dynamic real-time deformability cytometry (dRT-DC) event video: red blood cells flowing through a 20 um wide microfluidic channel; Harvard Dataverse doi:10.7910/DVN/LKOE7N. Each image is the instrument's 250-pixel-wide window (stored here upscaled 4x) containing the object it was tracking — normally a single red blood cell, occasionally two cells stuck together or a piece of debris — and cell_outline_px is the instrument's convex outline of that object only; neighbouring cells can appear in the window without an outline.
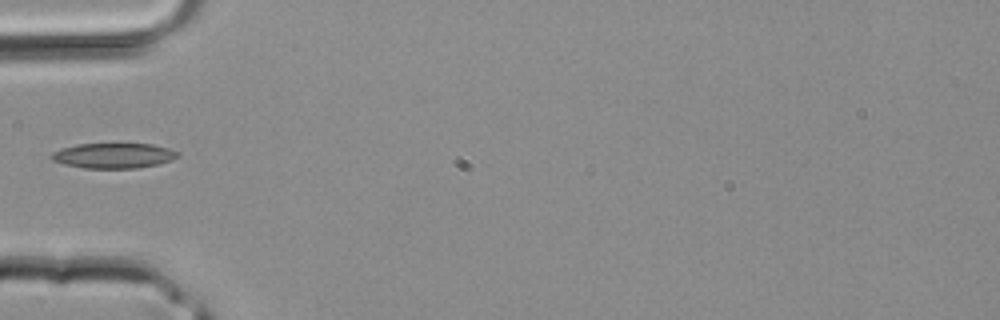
{"species": "common noctule bat (a hibernating species)", "species_latin": "Nyctalus noctula", "temperature_condition": "room temperature", "stored_images_in_passage": 15, "camera_frame_rate_fps": 3000, "um_per_image_px": 0.085, "animal": {"sex": "male", "body_mass_g": 20.4}, "frame": {"image": 1, "passage_image": 1, "time_ms": 0.0, "image_size_px": [1000, 320], "cell_outline_px": [[180, 156], [172, 160], [160, 164], [136, 168], [84, 168], [64, 164], [52, 160], [48, 156], [52, 152], [76, 144], [152, 144], [168, 148], [180, 152]], "centroid_in_image_um": [9.68, 13.23], "position_along_channel_um": 75.3, "area_um2": 18.61}}
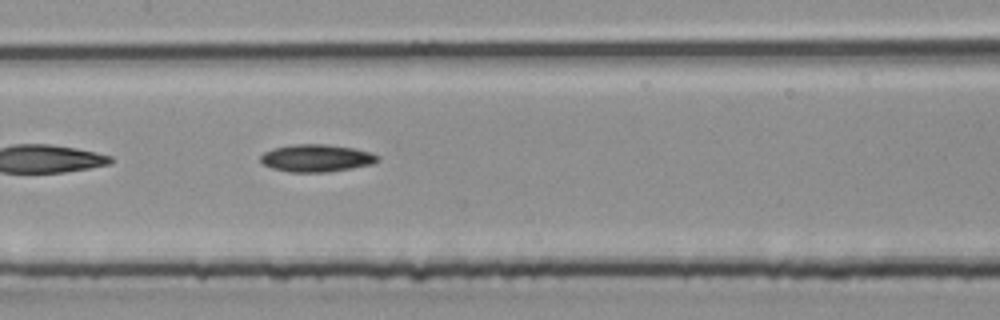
{"frame": {"image": 2, "passage_image": 7, "time_ms": 2.0, "image_size_px": [1000, 320], "cell_outline_px": [[380, 160], [372, 164], [352, 168], [328, 172], [288, 172], [272, 168], [264, 164], [260, 160], [260, 156], [264, 152], [276, 148], [292, 144], [328, 144], [352, 148], [368, 152], [380, 156]], "centroid_in_image_um": [26.9, 13.44], "position_along_channel_um": 180.5, "area_um2": 18.67}}
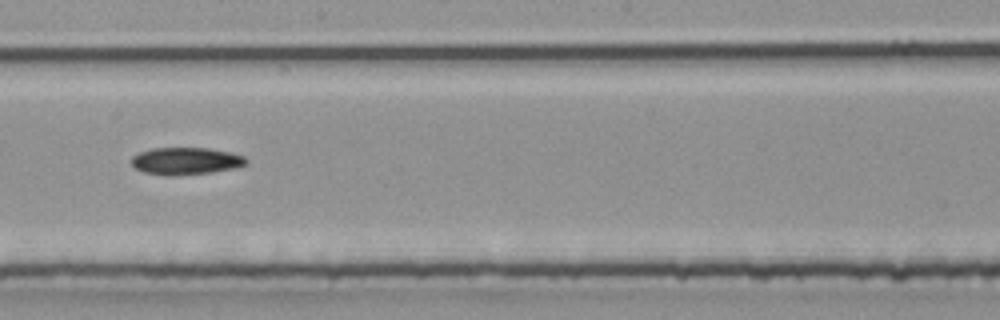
{"frame": {"image": 3, "passage_image": 10, "time_ms": 3.0, "image_size_px": [1000, 320], "cell_outline_px": [[248, 164], [236, 168], [208, 172], [172, 176], [168, 176], [144, 172], [136, 168], [128, 160], [132, 156], [140, 152], [152, 148], [208, 148], [232, 152], [244, 156], [248, 160]], "centroid_in_image_um": [15.8, 13.68], "position_along_channel_um": 232.4, "area_um2": 18.32}}